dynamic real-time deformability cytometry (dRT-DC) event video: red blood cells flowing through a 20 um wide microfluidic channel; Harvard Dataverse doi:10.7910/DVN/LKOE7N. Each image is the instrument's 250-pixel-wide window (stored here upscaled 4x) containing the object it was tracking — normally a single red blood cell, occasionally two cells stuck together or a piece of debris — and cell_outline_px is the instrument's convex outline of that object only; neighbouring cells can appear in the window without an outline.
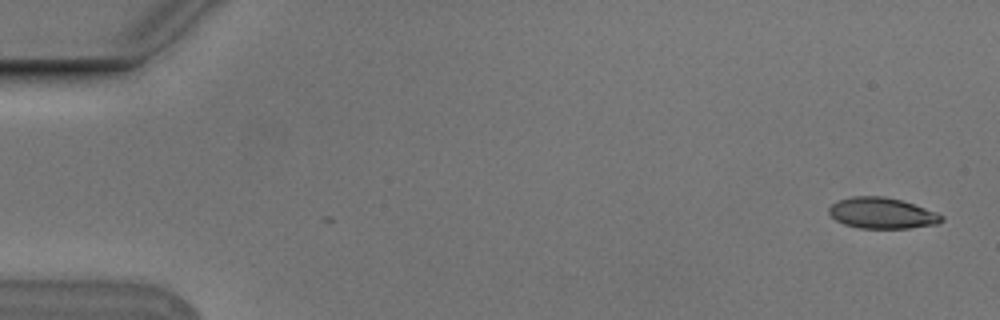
{"species": "Egyptian fruit bat (a non-hibernating species)", "species_latin": "Rousettus aegyptiacus", "temperature_condition": "cold", "stored_images_in_passage": 3, "camera_frame_rate_fps": 3000, "um_per_image_px": 0.085, "animal": {"sex": "male"}, "frame": {"image": 1, "passage_image": 1, "time_ms": 0.0, "image_size_px": [1000, 320], "cell_outline_px": [[944, 220], [936, 224], [908, 228], [860, 228], [844, 224], [836, 220], [828, 212], [828, 208], [836, 200], [852, 196], [884, 196], [900, 200], [936, 212], [944, 216]], "centroid_in_image_um": [74.94, 18.11], "position_along_channel_um": 10.1, "area_um2": 20.23}}